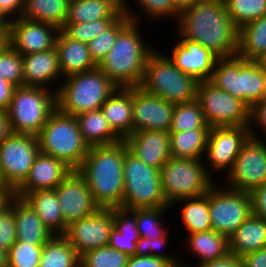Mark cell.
Returning <instances> with one entry per match:
<instances>
[{"mask_svg": "<svg viewBox=\"0 0 266 267\" xmlns=\"http://www.w3.org/2000/svg\"><path fill=\"white\" fill-rule=\"evenodd\" d=\"M131 21L125 13L107 30L93 38L88 44L91 58L98 65L115 43L117 34Z\"/></svg>", "mask_w": 266, "mask_h": 267, "instance_id": "42", "label": "cell"}, {"mask_svg": "<svg viewBox=\"0 0 266 267\" xmlns=\"http://www.w3.org/2000/svg\"><path fill=\"white\" fill-rule=\"evenodd\" d=\"M253 122H255V124ZM255 126H258L266 136V101L264 100L260 101L259 103H256L250 109V137L261 138L260 135L257 136L258 130Z\"/></svg>", "mask_w": 266, "mask_h": 267, "instance_id": "49", "label": "cell"}, {"mask_svg": "<svg viewBox=\"0 0 266 267\" xmlns=\"http://www.w3.org/2000/svg\"><path fill=\"white\" fill-rule=\"evenodd\" d=\"M180 267H187V265H184L183 263ZM188 267L190 266L188 265ZM197 267H243V263L240 257L230 253L224 258L209 261L198 265Z\"/></svg>", "mask_w": 266, "mask_h": 267, "instance_id": "52", "label": "cell"}, {"mask_svg": "<svg viewBox=\"0 0 266 267\" xmlns=\"http://www.w3.org/2000/svg\"><path fill=\"white\" fill-rule=\"evenodd\" d=\"M10 23H11L10 18H8V16L3 12V10L0 7V25L4 29H9Z\"/></svg>", "mask_w": 266, "mask_h": 267, "instance_id": "60", "label": "cell"}, {"mask_svg": "<svg viewBox=\"0 0 266 267\" xmlns=\"http://www.w3.org/2000/svg\"><path fill=\"white\" fill-rule=\"evenodd\" d=\"M16 86L0 76V111H7Z\"/></svg>", "mask_w": 266, "mask_h": 267, "instance_id": "53", "label": "cell"}, {"mask_svg": "<svg viewBox=\"0 0 266 267\" xmlns=\"http://www.w3.org/2000/svg\"><path fill=\"white\" fill-rule=\"evenodd\" d=\"M224 2L228 15L238 29L266 16V0H224Z\"/></svg>", "mask_w": 266, "mask_h": 267, "instance_id": "40", "label": "cell"}, {"mask_svg": "<svg viewBox=\"0 0 266 267\" xmlns=\"http://www.w3.org/2000/svg\"><path fill=\"white\" fill-rule=\"evenodd\" d=\"M55 191L64 222L68 226L74 221L92 215L99 209L88 184L77 170H72Z\"/></svg>", "mask_w": 266, "mask_h": 267, "instance_id": "17", "label": "cell"}, {"mask_svg": "<svg viewBox=\"0 0 266 267\" xmlns=\"http://www.w3.org/2000/svg\"><path fill=\"white\" fill-rule=\"evenodd\" d=\"M24 86L46 87L62 74L56 47L45 51L22 55ZM52 82V83H51Z\"/></svg>", "mask_w": 266, "mask_h": 267, "instance_id": "23", "label": "cell"}, {"mask_svg": "<svg viewBox=\"0 0 266 267\" xmlns=\"http://www.w3.org/2000/svg\"><path fill=\"white\" fill-rule=\"evenodd\" d=\"M138 21L131 20L118 34L115 43L97 67L117 86H140L146 62L155 50L146 44Z\"/></svg>", "mask_w": 266, "mask_h": 267, "instance_id": "3", "label": "cell"}, {"mask_svg": "<svg viewBox=\"0 0 266 267\" xmlns=\"http://www.w3.org/2000/svg\"><path fill=\"white\" fill-rule=\"evenodd\" d=\"M252 214L266 220V182L250 192Z\"/></svg>", "mask_w": 266, "mask_h": 267, "instance_id": "50", "label": "cell"}, {"mask_svg": "<svg viewBox=\"0 0 266 267\" xmlns=\"http://www.w3.org/2000/svg\"><path fill=\"white\" fill-rule=\"evenodd\" d=\"M41 153L62 160L77 170L89 151L80 132L77 118L56 109L37 135Z\"/></svg>", "mask_w": 266, "mask_h": 267, "instance_id": "6", "label": "cell"}, {"mask_svg": "<svg viewBox=\"0 0 266 267\" xmlns=\"http://www.w3.org/2000/svg\"><path fill=\"white\" fill-rule=\"evenodd\" d=\"M0 36H9V30L4 29L1 25H0Z\"/></svg>", "mask_w": 266, "mask_h": 267, "instance_id": "64", "label": "cell"}, {"mask_svg": "<svg viewBox=\"0 0 266 267\" xmlns=\"http://www.w3.org/2000/svg\"><path fill=\"white\" fill-rule=\"evenodd\" d=\"M194 129H210L198 101L195 99L190 102L175 104L169 132Z\"/></svg>", "mask_w": 266, "mask_h": 267, "instance_id": "38", "label": "cell"}, {"mask_svg": "<svg viewBox=\"0 0 266 267\" xmlns=\"http://www.w3.org/2000/svg\"><path fill=\"white\" fill-rule=\"evenodd\" d=\"M125 143L91 146L78 173L85 179L99 208H115L123 204V163Z\"/></svg>", "mask_w": 266, "mask_h": 267, "instance_id": "2", "label": "cell"}, {"mask_svg": "<svg viewBox=\"0 0 266 267\" xmlns=\"http://www.w3.org/2000/svg\"><path fill=\"white\" fill-rule=\"evenodd\" d=\"M229 251L238 257L266 247V220L251 214L228 237Z\"/></svg>", "mask_w": 266, "mask_h": 267, "instance_id": "28", "label": "cell"}, {"mask_svg": "<svg viewBox=\"0 0 266 267\" xmlns=\"http://www.w3.org/2000/svg\"><path fill=\"white\" fill-rule=\"evenodd\" d=\"M187 239L189 252L196 254L194 256L199 260L194 267L230 254L228 237L215 230L188 234Z\"/></svg>", "mask_w": 266, "mask_h": 267, "instance_id": "31", "label": "cell"}, {"mask_svg": "<svg viewBox=\"0 0 266 267\" xmlns=\"http://www.w3.org/2000/svg\"><path fill=\"white\" fill-rule=\"evenodd\" d=\"M135 2L142 9L140 11L145 13V17H149L150 20L152 18L159 20V18L173 17L176 23L179 18V14L173 9L171 0H135Z\"/></svg>", "mask_w": 266, "mask_h": 267, "instance_id": "47", "label": "cell"}, {"mask_svg": "<svg viewBox=\"0 0 266 267\" xmlns=\"http://www.w3.org/2000/svg\"><path fill=\"white\" fill-rule=\"evenodd\" d=\"M36 212L44 226L53 235H64L68 225L64 222L55 189L38 190L22 197Z\"/></svg>", "mask_w": 266, "mask_h": 267, "instance_id": "27", "label": "cell"}, {"mask_svg": "<svg viewBox=\"0 0 266 267\" xmlns=\"http://www.w3.org/2000/svg\"><path fill=\"white\" fill-rule=\"evenodd\" d=\"M9 44V36H0V52Z\"/></svg>", "mask_w": 266, "mask_h": 267, "instance_id": "62", "label": "cell"}, {"mask_svg": "<svg viewBox=\"0 0 266 267\" xmlns=\"http://www.w3.org/2000/svg\"><path fill=\"white\" fill-rule=\"evenodd\" d=\"M0 267H8V251L0 247Z\"/></svg>", "mask_w": 266, "mask_h": 267, "instance_id": "61", "label": "cell"}, {"mask_svg": "<svg viewBox=\"0 0 266 267\" xmlns=\"http://www.w3.org/2000/svg\"><path fill=\"white\" fill-rule=\"evenodd\" d=\"M179 40L167 56L183 73L190 75L197 82L210 80L219 57L210 49L197 42L184 39L179 33Z\"/></svg>", "mask_w": 266, "mask_h": 267, "instance_id": "20", "label": "cell"}, {"mask_svg": "<svg viewBox=\"0 0 266 267\" xmlns=\"http://www.w3.org/2000/svg\"><path fill=\"white\" fill-rule=\"evenodd\" d=\"M179 34L210 49L219 58L237 55L239 29L227 13L224 0H199L177 20Z\"/></svg>", "mask_w": 266, "mask_h": 267, "instance_id": "1", "label": "cell"}, {"mask_svg": "<svg viewBox=\"0 0 266 267\" xmlns=\"http://www.w3.org/2000/svg\"><path fill=\"white\" fill-rule=\"evenodd\" d=\"M43 245L16 241L8 250L9 267H39Z\"/></svg>", "mask_w": 266, "mask_h": 267, "instance_id": "45", "label": "cell"}, {"mask_svg": "<svg viewBox=\"0 0 266 267\" xmlns=\"http://www.w3.org/2000/svg\"><path fill=\"white\" fill-rule=\"evenodd\" d=\"M262 66L266 69V54L259 60Z\"/></svg>", "mask_w": 266, "mask_h": 267, "instance_id": "65", "label": "cell"}, {"mask_svg": "<svg viewBox=\"0 0 266 267\" xmlns=\"http://www.w3.org/2000/svg\"><path fill=\"white\" fill-rule=\"evenodd\" d=\"M184 203L181 211L183 229L187 234L207 232L213 230L209 215L208 192L204 195L183 199L177 204Z\"/></svg>", "mask_w": 266, "mask_h": 267, "instance_id": "37", "label": "cell"}, {"mask_svg": "<svg viewBox=\"0 0 266 267\" xmlns=\"http://www.w3.org/2000/svg\"><path fill=\"white\" fill-rule=\"evenodd\" d=\"M8 115L5 111H0V144L11 134Z\"/></svg>", "mask_w": 266, "mask_h": 267, "instance_id": "56", "label": "cell"}, {"mask_svg": "<svg viewBox=\"0 0 266 267\" xmlns=\"http://www.w3.org/2000/svg\"><path fill=\"white\" fill-rule=\"evenodd\" d=\"M197 85L193 77L183 73L167 55L155 49L146 62L139 87L170 103L179 104L196 99Z\"/></svg>", "mask_w": 266, "mask_h": 267, "instance_id": "7", "label": "cell"}, {"mask_svg": "<svg viewBox=\"0 0 266 267\" xmlns=\"http://www.w3.org/2000/svg\"><path fill=\"white\" fill-rule=\"evenodd\" d=\"M113 228L112 208H99L92 215L72 222L64 236L81 256L89 250L108 246Z\"/></svg>", "mask_w": 266, "mask_h": 267, "instance_id": "16", "label": "cell"}, {"mask_svg": "<svg viewBox=\"0 0 266 267\" xmlns=\"http://www.w3.org/2000/svg\"><path fill=\"white\" fill-rule=\"evenodd\" d=\"M168 232L161 237L158 238H144L140 237L136 244V256H154L156 258H161L167 260L173 267H180L182 261L178 260L176 256L171 255L169 253H164L160 249L166 247L168 243Z\"/></svg>", "mask_w": 266, "mask_h": 267, "instance_id": "46", "label": "cell"}, {"mask_svg": "<svg viewBox=\"0 0 266 267\" xmlns=\"http://www.w3.org/2000/svg\"><path fill=\"white\" fill-rule=\"evenodd\" d=\"M16 241L17 235L12 198L9 206L0 213V247L8 251Z\"/></svg>", "mask_w": 266, "mask_h": 267, "instance_id": "48", "label": "cell"}, {"mask_svg": "<svg viewBox=\"0 0 266 267\" xmlns=\"http://www.w3.org/2000/svg\"><path fill=\"white\" fill-rule=\"evenodd\" d=\"M0 188H9L12 189L6 182L4 175L2 173V169L0 167Z\"/></svg>", "mask_w": 266, "mask_h": 267, "instance_id": "63", "label": "cell"}, {"mask_svg": "<svg viewBox=\"0 0 266 267\" xmlns=\"http://www.w3.org/2000/svg\"><path fill=\"white\" fill-rule=\"evenodd\" d=\"M75 117L82 137L89 147L112 145L122 140L109 126L101 109L87 111Z\"/></svg>", "mask_w": 266, "mask_h": 267, "instance_id": "32", "label": "cell"}, {"mask_svg": "<svg viewBox=\"0 0 266 267\" xmlns=\"http://www.w3.org/2000/svg\"><path fill=\"white\" fill-rule=\"evenodd\" d=\"M39 152L38 138L31 134L12 132L0 144V167L7 184L14 191L26 180Z\"/></svg>", "mask_w": 266, "mask_h": 267, "instance_id": "14", "label": "cell"}, {"mask_svg": "<svg viewBox=\"0 0 266 267\" xmlns=\"http://www.w3.org/2000/svg\"><path fill=\"white\" fill-rule=\"evenodd\" d=\"M123 14V8L113 0H70L65 23L119 19Z\"/></svg>", "mask_w": 266, "mask_h": 267, "instance_id": "30", "label": "cell"}, {"mask_svg": "<svg viewBox=\"0 0 266 267\" xmlns=\"http://www.w3.org/2000/svg\"><path fill=\"white\" fill-rule=\"evenodd\" d=\"M71 171L62 160L39 152L26 180L15 191V196L22 198L33 191L55 189Z\"/></svg>", "mask_w": 266, "mask_h": 267, "instance_id": "22", "label": "cell"}, {"mask_svg": "<svg viewBox=\"0 0 266 267\" xmlns=\"http://www.w3.org/2000/svg\"><path fill=\"white\" fill-rule=\"evenodd\" d=\"M175 104L133 87V133L143 130H170Z\"/></svg>", "mask_w": 266, "mask_h": 267, "instance_id": "19", "label": "cell"}, {"mask_svg": "<svg viewBox=\"0 0 266 267\" xmlns=\"http://www.w3.org/2000/svg\"><path fill=\"white\" fill-rule=\"evenodd\" d=\"M70 0H24L21 17L64 27L68 15Z\"/></svg>", "mask_w": 266, "mask_h": 267, "instance_id": "34", "label": "cell"}, {"mask_svg": "<svg viewBox=\"0 0 266 267\" xmlns=\"http://www.w3.org/2000/svg\"><path fill=\"white\" fill-rule=\"evenodd\" d=\"M14 196L15 191L13 189L0 188V213L9 206Z\"/></svg>", "mask_w": 266, "mask_h": 267, "instance_id": "57", "label": "cell"}, {"mask_svg": "<svg viewBox=\"0 0 266 267\" xmlns=\"http://www.w3.org/2000/svg\"><path fill=\"white\" fill-rule=\"evenodd\" d=\"M56 92L57 109L77 116L100 110L108 97L118 88L98 67L62 78Z\"/></svg>", "mask_w": 266, "mask_h": 267, "instance_id": "4", "label": "cell"}, {"mask_svg": "<svg viewBox=\"0 0 266 267\" xmlns=\"http://www.w3.org/2000/svg\"><path fill=\"white\" fill-rule=\"evenodd\" d=\"M112 130L123 140L133 133V87H118L101 106Z\"/></svg>", "mask_w": 266, "mask_h": 267, "instance_id": "24", "label": "cell"}, {"mask_svg": "<svg viewBox=\"0 0 266 267\" xmlns=\"http://www.w3.org/2000/svg\"><path fill=\"white\" fill-rule=\"evenodd\" d=\"M129 255L109 246L92 249L80 256V267H126Z\"/></svg>", "mask_w": 266, "mask_h": 267, "instance_id": "41", "label": "cell"}, {"mask_svg": "<svg viewBox=\"0 0 266 267\" xmlns=\"http://www.w3.org/2000/svg\"><path fill=\"white\" fill-rule=\"evenodd\" d=\"M118 19H100L85 23H65L61 29L73 40L89 43L93 38L110 28Z\"/></svg>", "mask_w": 266, "mask_h": 267, "instance_id": "44", "label": "cell"}, {"mask_svg": "<svg viewBox=\"0 0 266 267\" xmlns=\"http://www.w3.org/2000/svg\"><path fill=\"white\" fill-rule=\"evenodd\" d=\"M114 228L109 237L108 246L126 253L135 255L136 244L140 238L136 227V214L123 207L112 208Z\"/></svg>", "mask_w": 266, "mask_h": 267, "instance_id": "29", "label": "cell"}, {"mask_svg": "<svg viewBox=\"0 0 266 267\" xmlns=\"http://www.w3.org/2000/svg\"><path fill=\"white\" fill-rule=\"evenodd\" d=\"M126 267H173L167 260L154 256H130Z\"/></svg>", "mask_w": 266, "mask_h": 267, "instance_id": "51", "label": "cell"}, {"mask_svg": "<svg viewBox=\"0 0 266 267\" xmlns=\"http://www.w3.org/2000/svg\"><path fill=\"white\" fill-rule=\"evenodd\" d=\"M196 100L210 127L249 126L250 124V108L209 80L198 82Z\"/></svg>", "mask_w": 266, "mask_h": 267, "instance_id": "11", "label": "cell"}, {"mask_svg": "<svg viewBox=\"0 0 266 267\" xmlns=\"http://www.w3.org/2000/svg\"><path fill=\"white\" fill-rule=\"evenodd\" d=\"M199 0H171L173 9L180 15L190 9Z\"/></svg>", "mask_w": 266, "mask_h": 267, "instance_id": "58", "label": "cell"}, {"mask_svg": "<svg viewBox=\"0 0 266 267\" xmlns=\"http://www.w3.org/2000/svg\"><path fill=\"white\" fill-rule=\"evenodd\" d=\"M266 54V16L243 25L238 33L237 56L259 61Z\"/></svg>", "mask_w": 266, "mask_h": 267, "instance_id": "33", "label": "cell"}, {"mask_svg": "<svg viewBox=\"0 0 266 267\" xmlns=\"http://www.w3.org/2000/svg\"><path fill=\"white\" fill-rule=\"evenodd\" d=\"M208 202L213 230L226 237H230L252 214L250 193L224 185L212 186L208 191Z\"/></svg>", "mask_w": 266, "mask_h": 267, "instance_id": "12", "label": "cell"}, {"mask_svg": "<svg viewBox=\"0 0 266 267\" xmlns=\"http://www.w3.org/2000/svg\"><path fill=\"white\" fill-rule=\"evenodd\" d=\"M163 197L169 207L183 199L206 194L216 181L203 159L171 157L160 169Z\"/></svg>", "mask_w": 266, "mask_h": 267, "instance_id": "8", "label": "cell"}, {"mask_svg": "<svg viewBox=\"0 0 266 267\" xmlns=\"http://www.w3.org/2000/svg\"><path fill=\"white\" fill-rule=\"evenodd\" d=\"M13 211L17 241L28 242L30 245H44L53 236L23 198L13 197Z\"/></svg>", "mask_w": 266, "mask_h": 267, "instance_id": "26", "label": "cell"}, {"mask_svg": "<svg viewBox=\"0 0 266 267\" xmlns=\"http://www.w3.org/2000/svg\"><path fill=\"white\" fill-rule=\"evenodd\" d=\"M266 140L249 137L242 145L223 183L228 188L251 192L266 182Z\"/></svg>", "mask_w": 266, "mask_h": 267, "instance_id": "13", "label": "cell"}, {"mask_svg": "<svg viewBox=\"0 0 266 267\" xmlns=\"http://www.w3.org/2000/svg\"><path fill=\"white\" fill-rule=\"evenodd\" d=\"M56 109V92L51 87H16L6 111L11 132L37 136Z\"/></svg>", "mask_w": 266, "mask_h": 267, "instance_id": "9", "label": "cell"}, {"mask_svg": "<svg viewBox=\"0 0 266 267\" xmlns=\"http://www.w3.org/2000/svg\"><path fill=\"white\" fill-rule=\"evenodd\" d=\"M115 1L121 8H123V12L129 17L131 18V20L133 21H138L140 22L141 19H139L140 15H137L134 11H132L131 7L128 6V4L126 3V0H113ZM134 12V13H133Z\"/></svg>", "mask_w": 266, "mask_h": 267, "instance_id": "59", "label": "cell"}, {"mask_svg": "<svg viewBox=\"0 0 266 267\" xmlns=\"http://www.w3.org/2000/svg\"><path fill=\"white\" fill-rule=\"evenodd\" d=\"M9 44L21 55L45 52L55 47L59 29L48 23L14 18L9 26Z\"/></svg>", "mask_w": 266, "mask_h": 267, "instance_id": "18", "label": "cell"}, {"mask_svg": "<svg viewBox=\"0 0 266 267\" xmlns=\"http://www.w3.org/2000/svg\"><path fill=\"white\" fill-rule=\"evenodd\" d=\"M210 129L170 133V153L175 158L203 159Z\"/></svg>", "mask_w": 266, "mask_h": 267, "instance_id": "35", "label": "cell"}, {"mask_svg": "<svg viewBox=\"0 0 266 267\" xmlns=\"http://www.w3.org/2000/svg\"><path fill=\"white\" fill-rule=\"evenodd\" d=\"M124 197L127 209L169 206L163 197L160 169L146 165L131 154L125 144L123 163Z\"/></svg>", "mask_w": 266, "mask_h": 267, "instance_id": "10", "label": "cell"}, {"mask_svg": "<svg viewBox=\"0 0 266 267\" xmlns=\"http://www.w3.org/2000/svg\"><path fill=\"white\" fill-rule=\"evenodd\" d=\"M123 141L128 151L148 166L161 169L171 158L168 131H138L128 135Z\"/></svg>", "mask_w": 266, "mask_h": 267, "instance_id": "21", "label": "cell"}, {"mask_svg": "<svg viewBox=\"0 0 266 267\" xmlns=\"http://www.w3.org/2000/svg\"><path fill=\"white\" fill-rule=\"evenodd\" d=\"M0 76L16 87L24 86L22 55L10 44L0 52Z\"/></svg>", "mask_w": 266, "mask_h": 267, "instance_id": "43", "label": "cell"}, {"mask_svg": "<svg viewBox=\"0 0 266 267\" xmlns=\"http://www.w3.org/2000/svg\"><path fill=\"white\" fill-rule=\"evenodd\" d=\"M171 209L169 206L157 208H135L131 209L136 214V227L140 237L158 238L164 236L168 231L164 227L162 217Z\"/></svg>", "mask_w": 266, "mask_h": 267, "instance_id": "39", "label": "cell"}, {"mask_svg": "<svg viewBox=\"0 0 266 267\" xmlns=\"http://www.w3.org/2000/svg\"><path fill=\"white\" fill-rule=\"evenodd\" d=\"M243 267H266V247L241 257Z\"/></svg>", "mask_w": 266, "mask_h": 267, "instance_id": "54", "label": "cell"}, {"mask_svg": "<svg viewBox=\"0 0 266 267\" xmlns=\"http://www.w3.org/2000/svg\"><path fill=\"white\" fill-rule=\"evenodd\" d=\"M0 7L10 19L19 18L23 12L24 0H0Z\"/></svg>", "mask_w": 266, "mask_h": 267, "instance_id": "55", "label": "cell"}, {"mask_svg": "<svg viewBox=\"0 0 266 267\" xmlns=\"http://www.w3.org/2000/svg\"><path fill=\"white\" fill-rule=\"evenodd\" d=\"M249 137V126L210 127L205 156H203L207 159V162H205V159L203 160L208 173L212 176V171L223 173L226 170L225 174L227 175L242 145Z\"/></svg>", "mask_w": 266, "mask_h": 267, "instance_id": "15", "label": "cell"}, {"mask_svg": "<svg viewBox=\"0 0 266 267\" xmlns=\"http://www.w3.org/2000/svg\"><path fill=\"white\" fill-rule=\"evenodd\" d=\"M209 81L240 99L251 109L264 99L266 69L260 61L246 60L237 55L219 58Z\"/></svg>", "mask_w": 266, "mask_h": 267, "instance_id": "5", "label": "cell"}, {"mask_svg": "<svg viewBox=\"0 0 266 267\" xmlns=\"http://www.w3.org/2000/svg\"><path fill=\"white\" fill-rule=\"evenodd\" d=\"M55 47L63 78L97 67L91 58L88 44L71 39L62 30L57 33Z\"/></svg>", "mask_w": 266, "mask_h": 267, "instance_id": "25", "label": "cell"}, {"mask_svg": "<svg viewBox=\"0 0 266 267\" xmlns=\"http://www.w3.org/2000/svg\"><path fill=\"white\" fill-rule=\"evenodd\" d=\"M39 267H80V256L64 235H53L42 247Z\"/></svg>", "mask_w": 266, "mask_h": 267, "instance_id": "36", "label": "cell"}]
</instances>
